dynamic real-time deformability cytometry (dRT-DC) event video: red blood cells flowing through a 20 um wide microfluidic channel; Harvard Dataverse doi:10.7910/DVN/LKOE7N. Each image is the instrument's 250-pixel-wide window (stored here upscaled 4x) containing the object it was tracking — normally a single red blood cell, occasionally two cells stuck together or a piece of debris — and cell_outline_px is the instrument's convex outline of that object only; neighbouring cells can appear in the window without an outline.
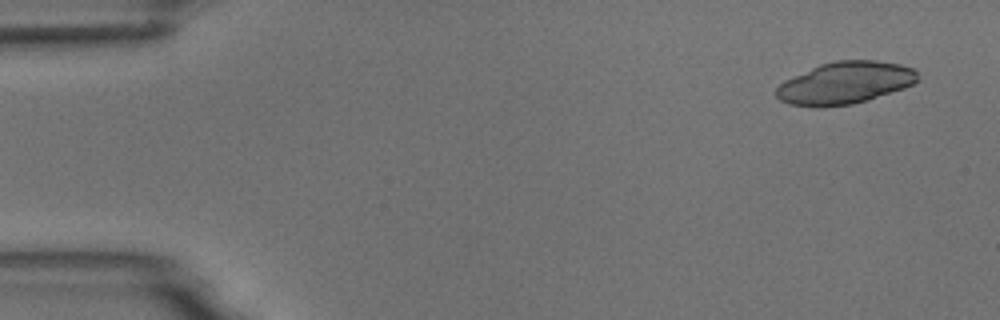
{"species": "common noctule bat (a hibernating species)", "species_latin": "Nyctalus noctula", "temperature_condition": "room temperature", "stored_images_in_passage": 5, "camera_frame_rate_fps": 3000, "um_per_image_px": 0.085, "animal": {"sex": "male", "body_mass_g": 18.8}, "frame": {"image": 1, "passage_image": 1, "time_ms": 0.0, "image_size_px": [1000, 320], "cell_outline_px": [[920, 80], [904, 88], [868, 100], [852, 104], [816, 108], [788, 104], [780, 100], [776, 96], [776, 88], [784, 80], [820, 64], [836, 60], [876, 60], [900, 64], [912, 68], [916, 72]], "centroid_in_image_um": [71.81, 7.06], "position_along_channel_um": 13.2, "area_um2": 34.91}}